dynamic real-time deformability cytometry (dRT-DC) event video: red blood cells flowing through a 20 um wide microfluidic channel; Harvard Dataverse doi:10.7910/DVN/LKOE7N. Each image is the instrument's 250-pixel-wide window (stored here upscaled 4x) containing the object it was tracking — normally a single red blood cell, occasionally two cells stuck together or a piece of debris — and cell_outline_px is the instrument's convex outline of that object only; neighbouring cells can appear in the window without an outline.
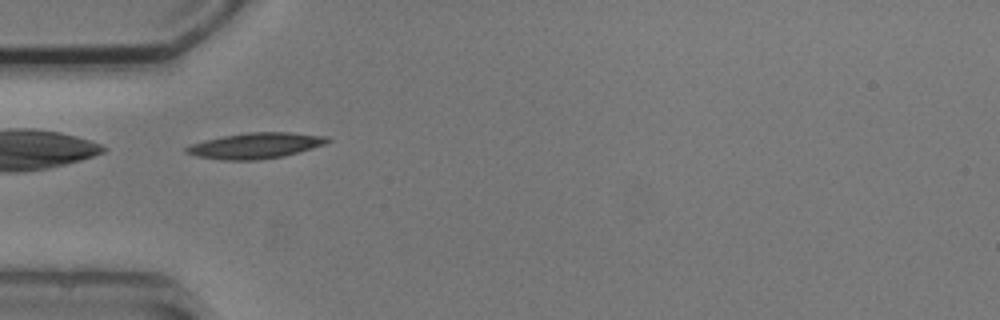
{"species": "common noctule bat (a hibernating species)", "species_latin": "Nyctalus noctula", "temperature_condition": "cold", "stored_images_in_passage": 5, "camera_frame_rate_fps": 3000, "um_per_image_px": 0.085, "animal": {"sex": "male", "body_mass_g": 20.5, "forearm_length_mm": 52.5}, "frame": {"image": 1, "passage_image": 1, "time_ms": 0.0, "image_size_px": [1000, 320], "cell_outline_px": [[332, 140], [324, 144], [312, 148], [284, 156], [256, 160], [220, 160], [196, 156], [184, 152], [184, 148], [192, 144], [204, 140], [224, 136], [248, 132], [288, 132], [328, 136]], "centroid_in_image_um": [21.71, 12.38], "position_along_channel_um": 63.3, "area_um2": 21.15}}